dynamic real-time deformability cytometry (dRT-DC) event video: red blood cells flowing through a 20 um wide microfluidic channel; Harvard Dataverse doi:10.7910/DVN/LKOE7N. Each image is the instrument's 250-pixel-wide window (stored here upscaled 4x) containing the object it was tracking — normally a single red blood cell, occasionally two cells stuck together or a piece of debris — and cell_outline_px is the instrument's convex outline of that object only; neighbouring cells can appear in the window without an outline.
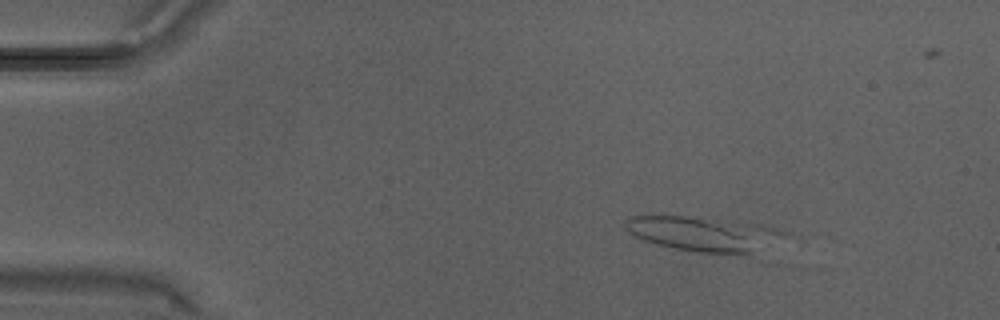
{"species": "Egyptian fruit bat (a non-hibernating species)", "species_latin": "Rousettus aegyptiacus", "temperature_condition": "warm", "stored_images_in_passage": 3, "camera_frame_rate_fps": 3000, "um_per_image_px": 0.085, "animal": {"sex": "male"}, "frame": {"image": 1, "passage_image": 2, "time_ms": 0.333, "image_size_px": [1000, 320], "cell_outline_px": [[804, 240], [748, 252], [700, 252], [676, 248], [656, 244], [644, 240], [628, 232], [624, 228], [624, 220], [628, 216], [684, 216], [764, 224], [804, 236]], "centroid_in_image_um": [60.16, 19.87], "position_along_channel_um": 24.8, "area_um2": 33.41}}